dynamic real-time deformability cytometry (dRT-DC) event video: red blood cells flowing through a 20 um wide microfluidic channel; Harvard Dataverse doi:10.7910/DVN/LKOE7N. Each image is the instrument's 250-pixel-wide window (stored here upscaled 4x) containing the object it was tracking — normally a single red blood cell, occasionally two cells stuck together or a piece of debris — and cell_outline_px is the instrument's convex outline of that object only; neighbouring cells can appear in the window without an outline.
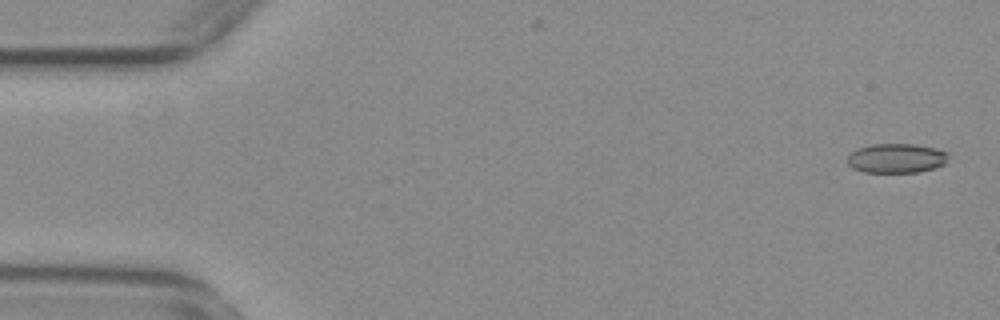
{"species": "common noctule bat (a hibernating species)", "species_latin": "Nyctalus noctula", "temperature_condition": "warm", "stored_images_in_passage": 51, "camera_frame_rate_fps": 3000, "um_per_image_px": 0.085, "animal": {"sex": "female", "body_mass_g": 29.2, "forearm_length_mm": 56.3}, "frame": {"image": 1, "passage_image": 1, "time_ms": 0.0, "image_size_px": [1000, 320], "cell_outline_px": [[948, 156], [944, 164], [936, 168], [920, 172], [864, 172], [852, 168], [848, 164], [848, 156], [852, 152], [860, 148], [872, 144], [912, 144], [936, 148], [948, 152]], "centroid_in_image_um": [76.22, 13.46], "position_along_channel_um": 8.8, "area_um2": 17.28}}
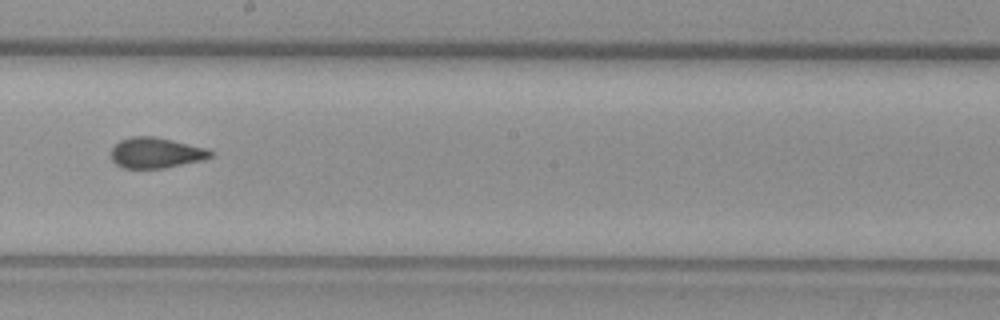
{"frame": {"image": 2, "passage_image": 30, "time_ms": 9.667, "image_size_px": [1000, 320], "cell_outline_px": [[216, 152], [212, 156], [204, 160], [164, 168], [124, 168], [116, 164], [112, 160], [112, 148], [120, 140], [132, 136], [156, 136], [208, 148]], "centroid_in_image_um": [13.31, 12.98], "position_along_channel_um": 234.9, "area_um2": 17.92}}
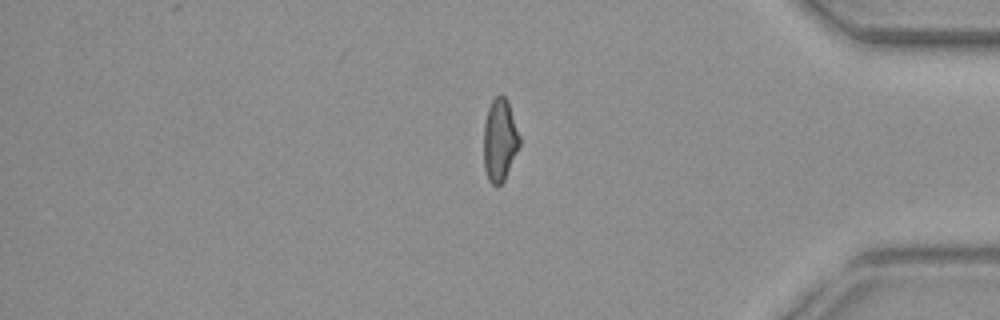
{"frame": {"image": 3, "passage_image": 45, "time_ms": 14.667, "image_size_px": [1000, 320], "cell_outline_px": [[520, 144], [504, 180], [500, 184], [492, 184], [488, 180], [484, 168], [484, 124], [488, 108], [492, 100], [496, 96], [504, 96], [508, 100], [520, 136]], "centroid_in_image_um": [42.48, 11.89], "position_along_channel_um": 392.7, "area_um2": 17.11}, "authors_computed_cell_mechanics": {"area_um2": 17.918, "velocity_mm_per_s": 3.7502, "shape_relaxation_time_tau1_ms": null, "shape_relaxation_time_tau2_ms": 1.4062, "deformation_change_tau1": null, "deformation_change_tau2": 0.0789}}